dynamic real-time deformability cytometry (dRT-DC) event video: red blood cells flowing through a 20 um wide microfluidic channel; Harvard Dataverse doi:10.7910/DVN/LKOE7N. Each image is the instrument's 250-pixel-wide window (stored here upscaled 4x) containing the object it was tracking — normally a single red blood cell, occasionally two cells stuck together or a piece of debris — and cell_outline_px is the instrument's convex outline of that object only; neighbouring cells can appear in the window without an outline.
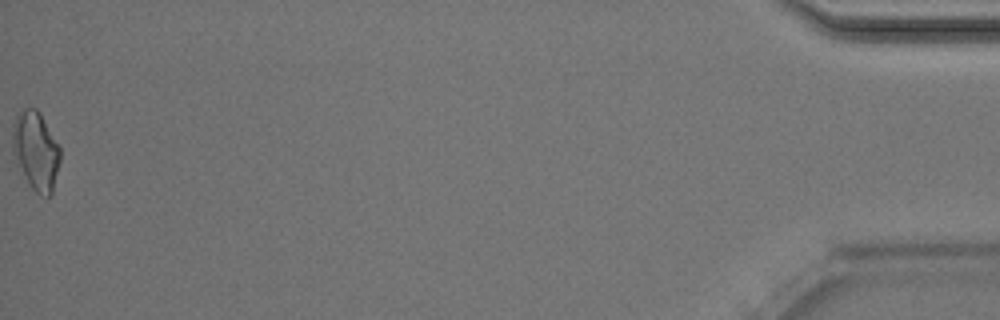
{"species": "Egyptian fruit bat (a non-hibernating species)", "species_latin": "Rousettus aegyptiacus", "temperature_condition": "room temperature", "stored_images_in_passage": 50, "camera_frame_rate_fps": 3000, "um_per_image_px": 0.085, "animal": {"sex": "male"}, "frame": {"image": 1, "passage_image": 50, "time_ms": 16.333, "image_size_px": [1000, 320], "cell_outline_px": [[60, 160], [52, 192], [48, 196], [36, 192], [28, 184], [16, 164], [12, 152], [12, 124], [16, 116], [24, 108], [36, 108], [40, 112], [60, 148]], "centroid_in_image_um": [3.01, 12.8], "position_along_channel_um": 432.2, "area_um2": 21.85}, "authors_computed_cell_mechanics": {"area_um2": 20.6346, "velocity_mm_per_s": 4.0337, "shape_relaxation_time_tau1_ms": 7.3094, "shape_relaxation_time_tau2_ms": 2.3004, "deformation_change_tau1": 0.1628, "deformation_change_tau2": 0.1041}}